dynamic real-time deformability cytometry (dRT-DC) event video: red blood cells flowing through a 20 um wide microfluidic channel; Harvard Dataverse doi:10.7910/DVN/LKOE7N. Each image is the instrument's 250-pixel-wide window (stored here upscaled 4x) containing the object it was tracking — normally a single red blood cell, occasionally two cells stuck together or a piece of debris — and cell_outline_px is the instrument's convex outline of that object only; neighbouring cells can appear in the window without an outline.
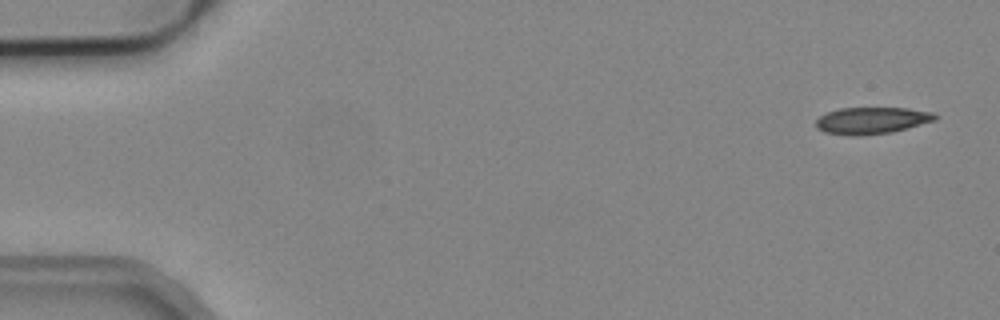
{"species": "common noctule bat (a hibernating species)", "species_latin": "Nyctalus noctula", "temperature_condition": "cold", "stored_images_in_passage": 5, "camera_frame_rate_fps": 3000, "um_per_image_px": 0.085, "animal": {"sex": "male", "body_mass_g": 19.2, "forearm_length_mm": 51.8}, "frame": {"image": 1, "passage_image": 1, "time_ms": 0.0, "image_size_px": [1000, 320], "cell_outline_px": [[940, 116], [936, 120], [908, 128], [892, 132], [860, 136], [848, 136], [824, 132], [816, 128], [816, 120], [820, 116], [828, 112], [840, 108], [908, 108], [936, 112]], "centroid_in_image_um": [74.14, 10.25], "position_along_channel_um": 10.9, "area_um2": 18.9}}
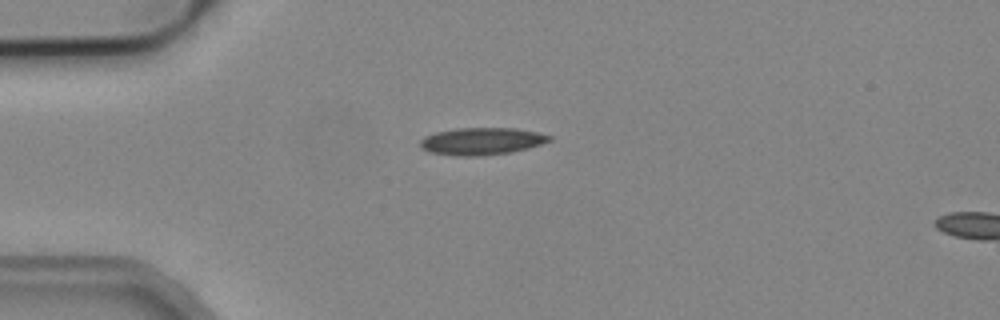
{"frame": {"image": 2, "passage_image": 4, "time_ms": 1.0, "image_size_px": [1000, 320], "cell_outline_px": [[552, 140], [528, 148], [512, 152], [480, 156], [456, 156], [428, 152], [420, 148], [420, 140], [424, 136], [436, 132], [456, 128], [516, 128], [536, 132], [552, 136]], "centroid_in_image_um": [40.91, 12.01], "position_along_channel_um": 44.1, "area_um2": 20.63}}